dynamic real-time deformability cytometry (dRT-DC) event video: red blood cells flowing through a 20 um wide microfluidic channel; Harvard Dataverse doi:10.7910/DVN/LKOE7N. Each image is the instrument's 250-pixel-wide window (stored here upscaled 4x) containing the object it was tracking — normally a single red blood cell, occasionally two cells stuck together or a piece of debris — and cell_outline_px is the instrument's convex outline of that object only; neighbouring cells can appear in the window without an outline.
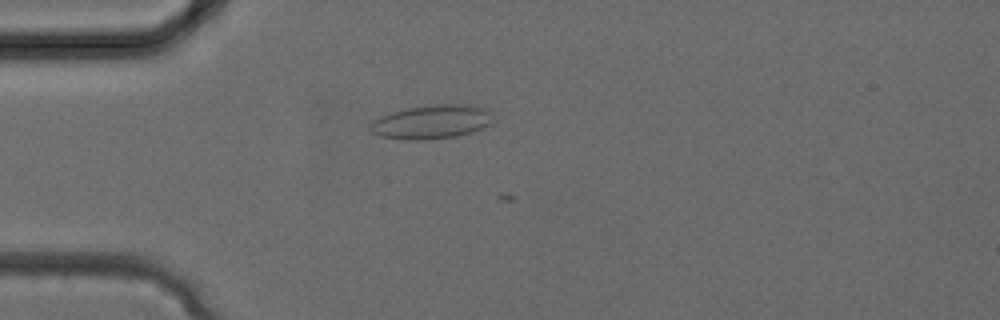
{"species": "common noctule bat (a hibernating species)", "species_latin": "Nyctalus noctula", "temperature_condition": "cold", "stored_images_in_passage": 13, "camera_frame_rate_fps": 3000, "um_per_image_px": 0.085, "animal": {"sex": "female", "body_mass_g": 24.6, "forearm_length_mm": 56.2}, "frame": {"image": 1, "passage_image": 9, "time_ms": 2.667, "image_size_px": [1000, 320], "cell_outline_px": [[496, 120], [492, 124], [484, 128], [472, 132], [456, 136], [428, 140], [404, 140], [380, 136], [372, 132], [368, 128], [380, 116], [392, 112], [408, 108], [436, 104], [476, 104], [488, 108]], "centroid_in_image_um": [36.8, 10.35], "position_along_channel_um": 48.2, "area_um2": 24.74}}